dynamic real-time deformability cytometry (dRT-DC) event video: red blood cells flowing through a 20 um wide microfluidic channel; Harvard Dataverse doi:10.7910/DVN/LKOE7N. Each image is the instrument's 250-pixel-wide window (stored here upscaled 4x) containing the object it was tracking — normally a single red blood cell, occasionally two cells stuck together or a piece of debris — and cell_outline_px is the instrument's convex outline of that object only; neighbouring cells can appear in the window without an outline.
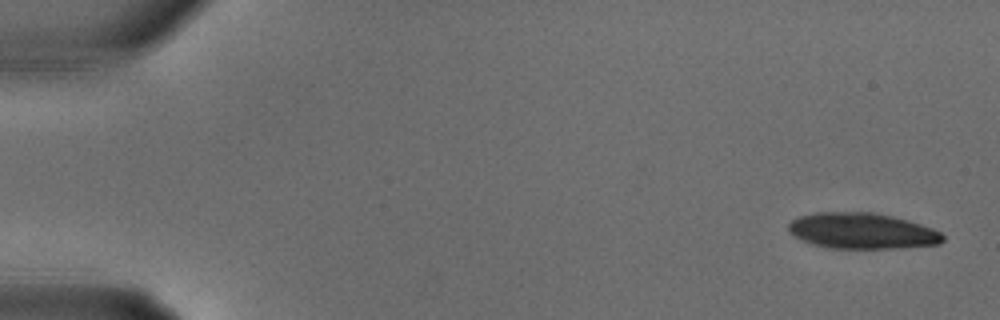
{"species": "common noctule bat (a hibernating species)", "species_latin": "Nyctalus noctula", "temperature_condition": "warm", "stored_images_in_passage": 17, "camera_frame_rate_fps": 3000, "um_per_image_px": 0.085, "animal": {"sex": "male", "body_mass_g": 18.8}, "frame": {"image": 1, "passage_image": 1, "time_ms": 0.0, "image_size_px": [1000, 320], "cell_outline_px": [[944, 240], [940, 244], [896, 248], [828, 248], [812, 244], [792, 236], [788, 232], [788, 224], [792, 220], [800, 216], [816, 212], [876, 212], [908, 220], [932, 228], [940, 232], [944, 236]], "centroid_in_image_um": [73.25, 19.62], "position_along_channel_um": 11.8, "area_um2": 32.43}}
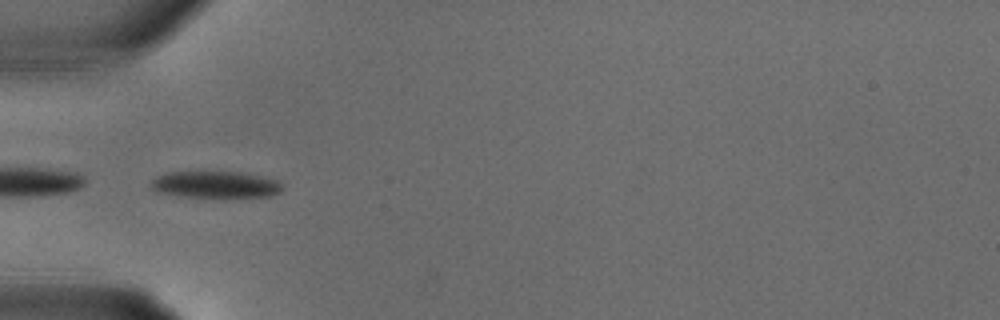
{"frame": {"image": 2, "passage_image": 10, "time_ms": 3.0, "image_size_px": [1000, 320], "cell_outline_px": [[284, 188], [280, 192], [272, 196], [224, 200], [180, 196], [156, 192], [148, 184], [156, 176], [164, 172], [200, 168], [240, 172], [260, 176], [276, 180]], "centroid_in_image_um": [18.25, 15.68], "position_along_channel_um": 66.8, "area_um2": 22.66}}